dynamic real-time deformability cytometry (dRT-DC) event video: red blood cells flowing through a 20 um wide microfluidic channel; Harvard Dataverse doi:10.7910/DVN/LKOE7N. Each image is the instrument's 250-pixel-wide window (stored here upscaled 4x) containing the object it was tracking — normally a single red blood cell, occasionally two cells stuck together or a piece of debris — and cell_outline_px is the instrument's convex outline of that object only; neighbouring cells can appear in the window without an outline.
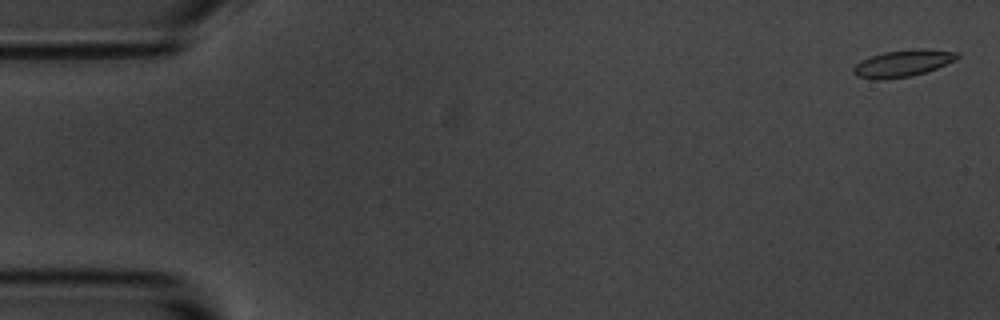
{"species": "common noctule bat (a hibernating species)", "species_latin": "Nyctalus noctula", "temperature_condition": "room temperature", "stored_images_in_passage": 55, "camera_frame_rate_fps": 3000, "um_per_image_px": 0.085, "animal": {"sex": "male", "body_mass_g": 20.1, "forearm_length_mm": 53.5}, "frame": {"image": 1, "passage_image": 2, "time_ms": 0.333, "image_size_px": [1000, 320], "cell_outline_px": [[960, 56], [956, 60], [928, 72], [912, 76], [876, 80], [856, 76], [852, 72], [852, 68], [856, 64], [872, 56], [884, 52], [912, 48], [928, 48], [960, 52]], "centroid_in_image_um": [76.81, 5.37], "position_along_channel_um": 8.2, "area_um2": 16.53}}
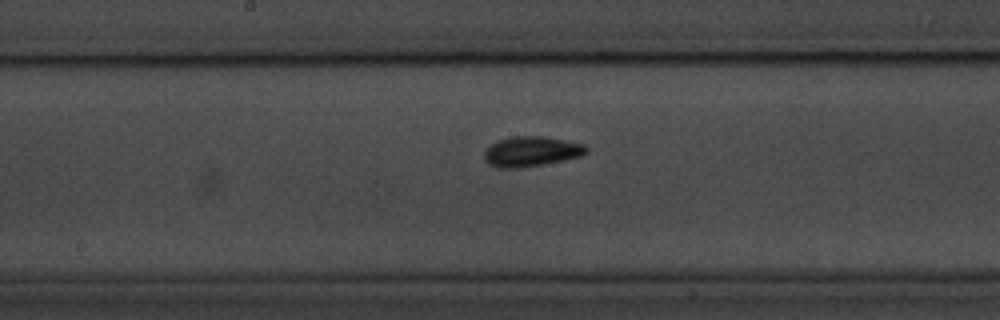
{"frame": {"image": 2, "passage_image": 29, "time_ms": 9.333, "image_size_px": [1000, 320], "cell_outline_px": [[588, 152], [584, 156], [540, 164], [516, 168], [496, 168], [488, 164], [484, 160], [484, 152], [496, 140], [512, 136], [544, 136], [584, 144], [588, 148]], "centroid_in_image_um": [45.15, 12.87], "position_along_channel_um": 203.0, "area_um2": 17.92}}
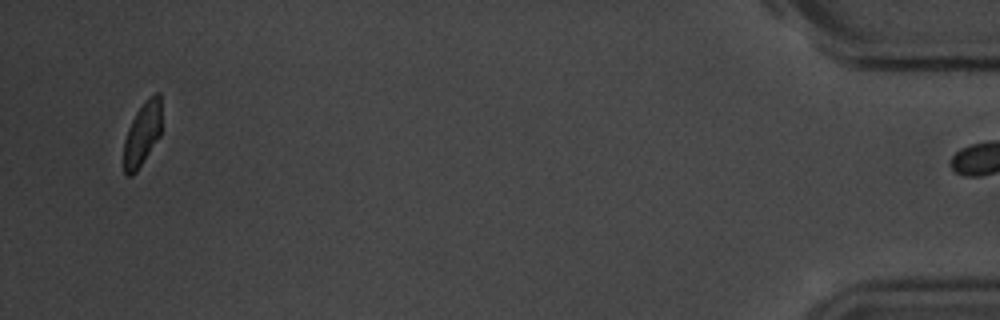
{"frame": {"image": 3, "passage_image": 54, "time_ms": 17.667, "image_size_px": [1000, 320], "cell_outline_px": [[160, 136], [136, 172], [132, 176], [128, 176], [124, 172], [124, 140], [128, 128], [136, 112], [144, 100], [156, 92], [160, 92]], "centroid_in_image_um": [12.08, 11.38], "position_along_channel_um": 423.1, "area_um2": 13.93}, "authors_computed_cell_mechanics": {"area_um2": 15.9528, "velocity_mm_per_s": 3.6419, "shape_relaxation_time_tau1_ms": 2.3401, "shape_relaxation_time_tau2_ms": 1.7963, "deformation_change_tau1": 0.0781, "deformation_change_tau2": 0.0497}}